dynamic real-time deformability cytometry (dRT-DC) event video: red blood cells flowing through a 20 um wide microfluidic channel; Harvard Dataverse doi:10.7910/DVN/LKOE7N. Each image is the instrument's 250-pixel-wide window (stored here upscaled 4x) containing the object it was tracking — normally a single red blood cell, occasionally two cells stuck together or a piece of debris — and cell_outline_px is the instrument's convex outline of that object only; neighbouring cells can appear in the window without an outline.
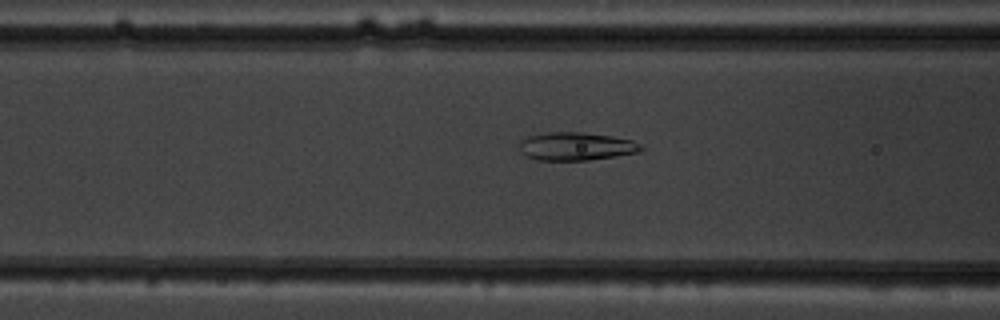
{"species": "common noctule bat (a hibernating species)", "species_latin": "Nyctalus noctula", "temperature_condition": "warm", "stored_images_in_passage": 45, "camera_frame_rate_fps": 3000, "um_per_image_px": 0.085, "animal": {"sex": "male", "body_mass_g": 19.5, "forearm_length_mm": 54.6}, "frame": {"image": 1, "passage_image": 14, "time_ms": 4.333, "image_size_px": [1000, 320], "cell_outline_px": [[644, 148], [640, 152], [616, 156], [588, 160], [540, 160], [528, 156], [520, 152], [520, 140], [528, 136], [548, 132], [580, 132], [612, 136], [632, 140], [640, 144]], "centroid_in_image_um": [48.98, 12.43], "position_along_channel_um": 117.6, "area_um2": 19.88}}
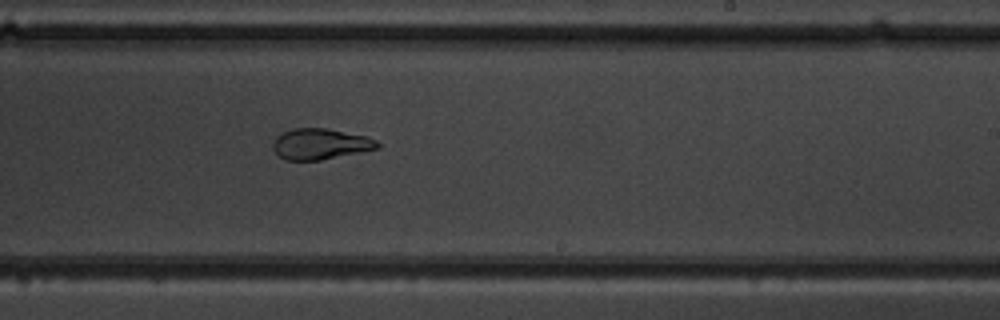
{"frame": {"image": 2, "passage_image": 25, "time_ms": 8.0, "image_size_px": [1000, 320], "cell_outline_px": [[380, 148], [320, 160], [284, 160], [272, 148], [272, 144], [276, 136], [280, 132], [292, 128], [328, 128], [368, 136], [376, 140], [380, 144]], "centroid_in_image_um": [27.22, 12.22], "position_along_channel_um": 261.8, "area_um2": 19.02}}
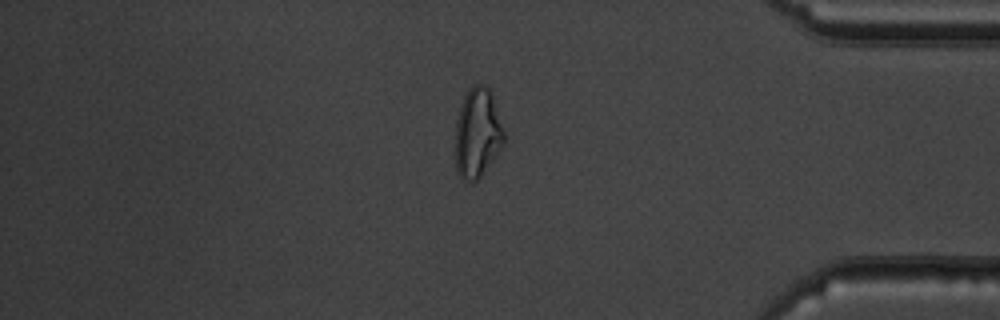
{"frame": {"image": 3, "passage_image": 37, "time_ms": 12.0, "image_size_px": [1000, 320], "cell_outline_px": [[508, 136], [504, 144], [480, 176], [476, 180], [464, 184], [456, 172], [456, 120], [460, 104], [468, 88], [472, 84], [484, 84], [488, 88], [492, 96]], "centroid_in_image_um": [40.59, 11.31], "position_along_channel_um": 394.6, "area_um2": 25.89}, "authors_computed_cell_mechanics": {"area_um2": 22.7732, "velocity_mm_per_s": 3.9369, "shape_relaxation_time_tau1_ms": null, "shape_relaxation_time_tau2_ms": 3.0166, "deformation_change_tau1": null, "deformation_change_tau2": 0.0702}}